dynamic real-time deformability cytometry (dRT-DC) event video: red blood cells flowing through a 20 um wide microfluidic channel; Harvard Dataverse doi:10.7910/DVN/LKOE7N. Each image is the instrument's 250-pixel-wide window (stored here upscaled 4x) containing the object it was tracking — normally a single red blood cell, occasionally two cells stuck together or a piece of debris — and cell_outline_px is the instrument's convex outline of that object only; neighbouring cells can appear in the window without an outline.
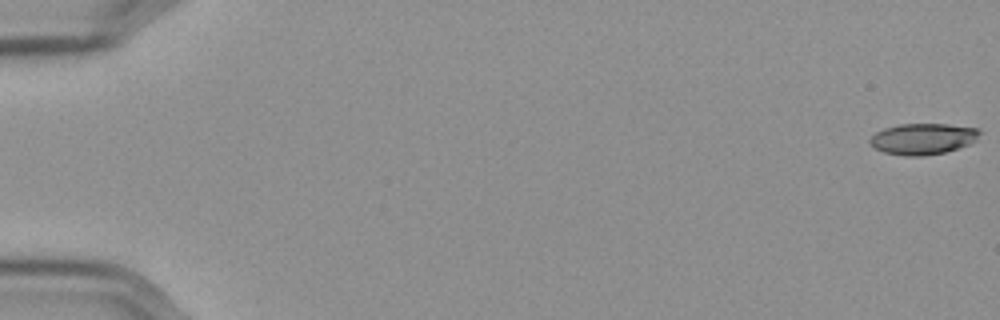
{"species": "Egyptian fruit bat (a non-hibernating species)", "species_latin": "Rousettus aegyptiacus", "temperature_condition": "cold", "stored_images_in_passage": 58, "camera_frame_rate_fps": 3000, "um_per_image_px": 0.085, "frame": {"image": 1, "passage_image": 1, "time_ms": 0.0, "image_size_px": [1000, 320], "cell_outline_px": [[980, 132], [976, 140], [960, 148], [944, 152], [924, 156], [904, 156], [884, 152], [876, 148], [868, 140], [876, 132], [884, 128], [900, 124], [948, 124], [976, 128]], "centroid_in_image_um": [78.44, 11.8], "position_along_channel_um": 6.6, "area_um2": 19.77}}
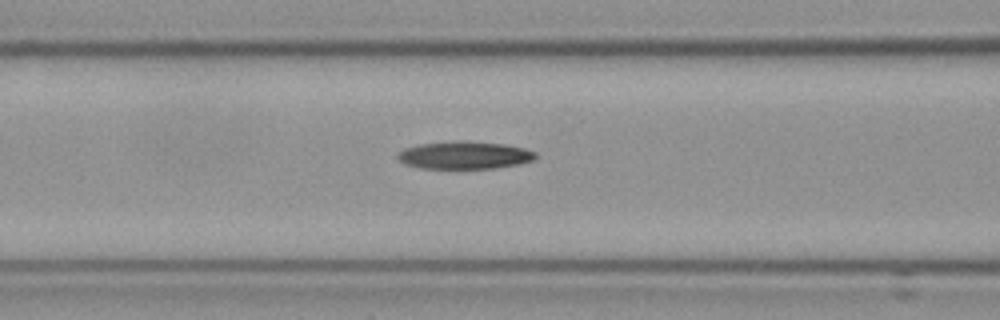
{"frame": {"image": 2, "passage_image": 25, "time_ms": 8.0, "image_size_px": [1000, 320], "cell_outline_px": [[536, 156], [532, 160], [520, 164], [496, 168], [420, 168], [404, 164], [396, 156], [404, 148], [420, 144], [504, 144], [524, 148], [536, 152]], "centroid_in_image_um": [39.5, 13.25], "position_along_channel_um": 127.1, "area_um2": 20.92}}
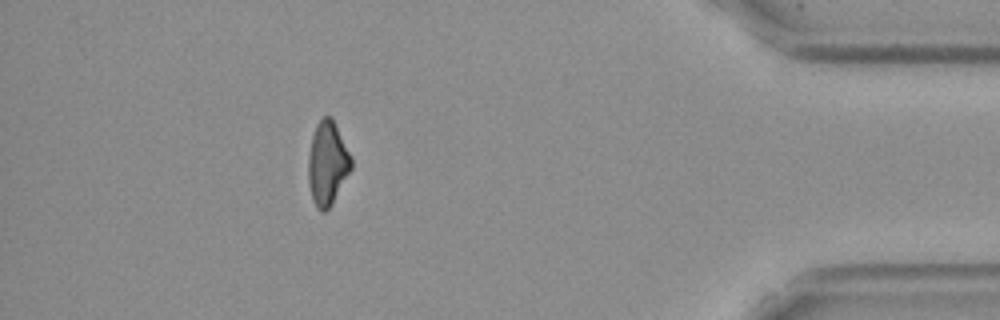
{"frame": {"image": 3, "passage_image": 52, "time_ms": 17.0, "image_size_px": [1000, 320], "cell_outline_px": [[352, 168], [332, 204], [324, 212], [320, 212], [316, 208], [312, 200], [308, 180], [308, 156], [312, 136], [316, 124], [324, 116], [332, 116], [352, 156]], "centroid_in_image_um": [27.83, 13.88], "position_along_channel_um": 407.4, "area_um2": 21.21}}